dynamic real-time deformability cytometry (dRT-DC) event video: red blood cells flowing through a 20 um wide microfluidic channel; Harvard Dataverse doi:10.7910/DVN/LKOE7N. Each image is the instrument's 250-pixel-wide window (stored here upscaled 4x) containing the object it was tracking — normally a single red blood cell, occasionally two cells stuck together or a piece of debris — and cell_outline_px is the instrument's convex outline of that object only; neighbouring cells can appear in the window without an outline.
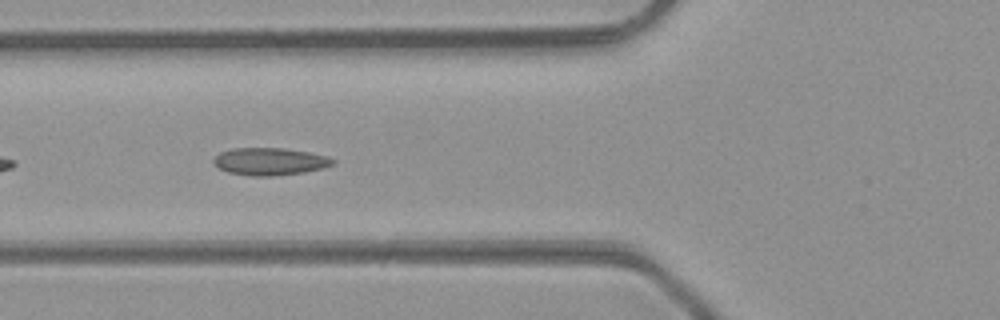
{"species": "common noctule bat (a hibernating species)", "species_latin": "Nyctalus noctula", "temperature_condition": "room temperature", "stored_images_in_passage": 35, "camera_frame_rate_fps": 3000, "um_per_image_px": 0.085, "animal": {"sex": "male", "body_mass_g": 23.1, "forearm_length_mm": 52.7}, "frame": {"image": 1, "passage_image": 5, "time_ms": 1.333, "image_size_px": [1000, 320], "cell_outline_px": [[336, 164], [324, 168], [304, 172], [272, 176], [248, 176], [228, 172], [212, 164], [212, 160], [220, 152], [232, 148], [284, 148], [308, 152], [328, 156], [336, 160]], "centroid_in_image_um": [22.95, 13.73], "position_along_channel_um": 102.8, "area_um2": 19.25}}
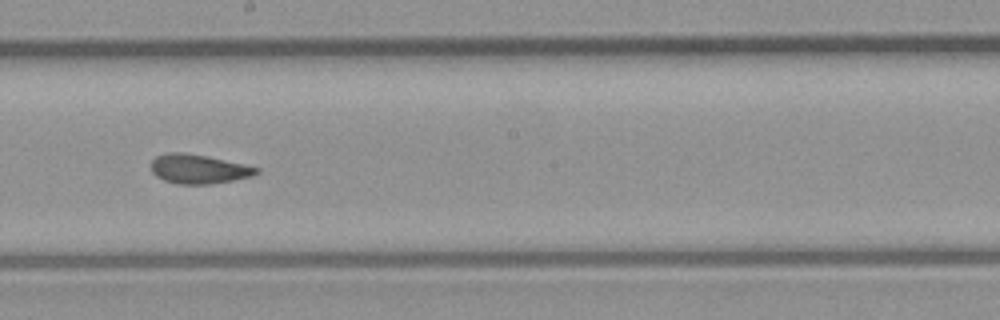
{"frame": {"image": 2, "passage_image": 14, "time_ms": 4.333, "image_size_px": [1000, 320], "cell_outline_px": [[260, 172], [252, 176], [232, 180], [208, 184], [176, 184], [164, 180], [156, 176], [152, 172], [152, 160], [156, 156], [168, 152], [180, 152], [204, 156], [244, 164], [260, 168]], "centroid_in_image_um": [16.87, 14.37], "position_along_channel_um": 231.3, "area_um2": 17.74}}
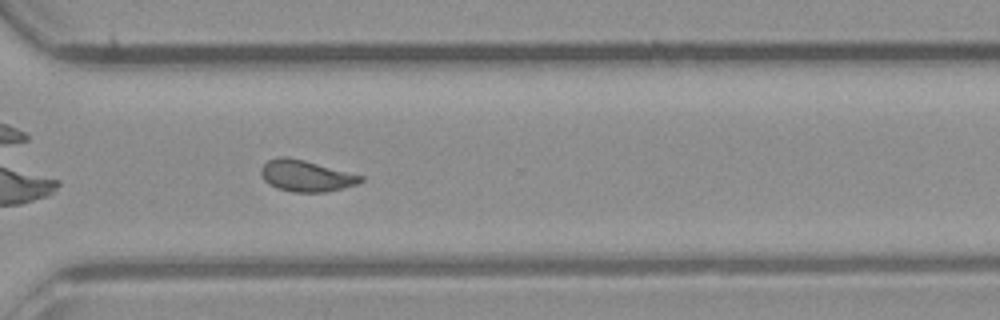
{"frame": {"image": 3, "passage_image": 22, "time_ms": 7.0, "image_size_px": [1000, 320], "cell_outline_px": [[364, 180], [356, 184], [344, 188], [324, 192], [292, 192], [276, 188], [264, 180], [260, 172], [260, 168], [268, 160], [280, 156], [288, 156], [304, 160], [364, 176]], "centroid_in_image_um": [26.0, 14.94], "position_along_channel_um": 344.6, "area_um2": 18.21}, "authors_computed_cell_mechanics": {"area_um2": 17.918, "velocity_mm_per_s": 4.2666, "shape_relaxation_time_tau1_ms": 9.6602, "shape_relaxation_time_tau2_ms": 1.4828, "deformation_change_tau1": 0.2142, "deformation_change_tau2": 0.0783}}